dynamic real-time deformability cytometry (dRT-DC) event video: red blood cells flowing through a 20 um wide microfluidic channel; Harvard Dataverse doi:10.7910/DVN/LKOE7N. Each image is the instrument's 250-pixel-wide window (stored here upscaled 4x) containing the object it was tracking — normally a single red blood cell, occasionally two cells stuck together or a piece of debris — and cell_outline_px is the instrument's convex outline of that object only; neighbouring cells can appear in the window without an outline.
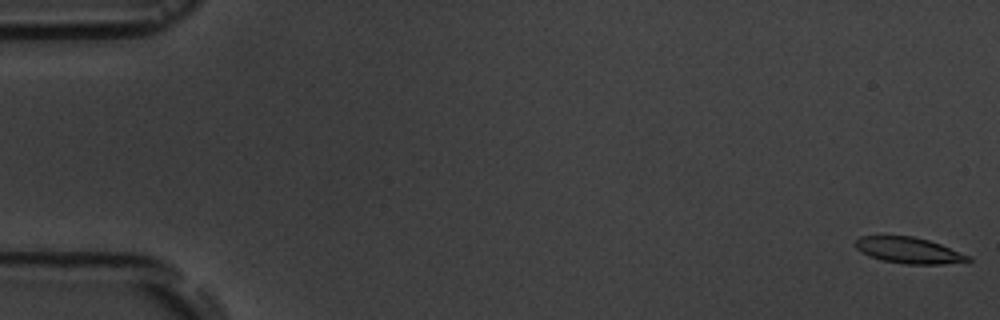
{"species": "common noctule bat (a hibernating species)", "species_latin": "Nyctalus noctula", "temperature_condition": "room temperature", "stored_images_in_passage": 16, "camera_frame_rate_fps": 3000, "um_per_image_px": 0.085, "animal": {"sex": "male", "body_mass_g": 19.5, "forearm_length_mm": 54.6}, "frame": {"image": 1, "passage_image": 1, "time_ms": 0.0, "image_size_px": [1000, 320], "cell_outline_px": [[972, 260], [940, 264], [904, 264], [880, 260], [868, 256], [860, 252], [856, 248], [856, 240], [860, 236], [912, 236], [928, 240], [940, 244], [972, 256]], "centroid_in_image_um": [77.23, 21.28], "position_along_channel_um": 7.8, "area_um2": 17.11}}
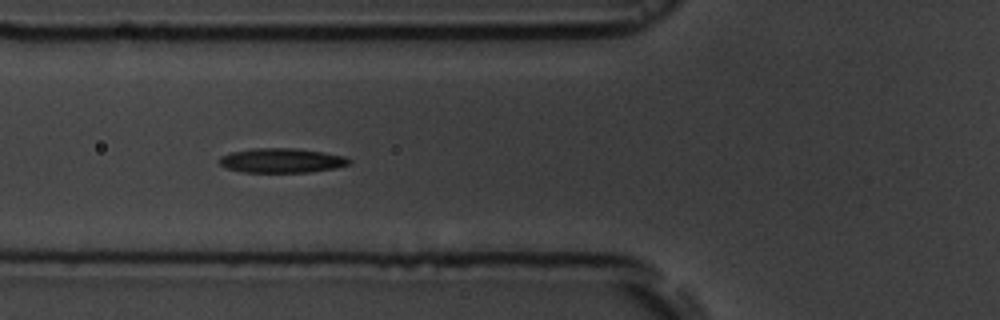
{"frame": {"image": 2, "passage_image": 7, "time_ms": 6.667, "image_size_px": [1000, 320], "cell_outline_px": [[352, 160], [348, 164], [336, 168], [308, 172], [244, 172], [224, 168], [220, 164], [220, 156], [232, 152], [252, 148], [296, 148], [324, 152], [344, 156]], "centroid_in_image_um": [23.93, 13.64], "position_along_channel_um": 101.9, "area_um2": 18.55}}
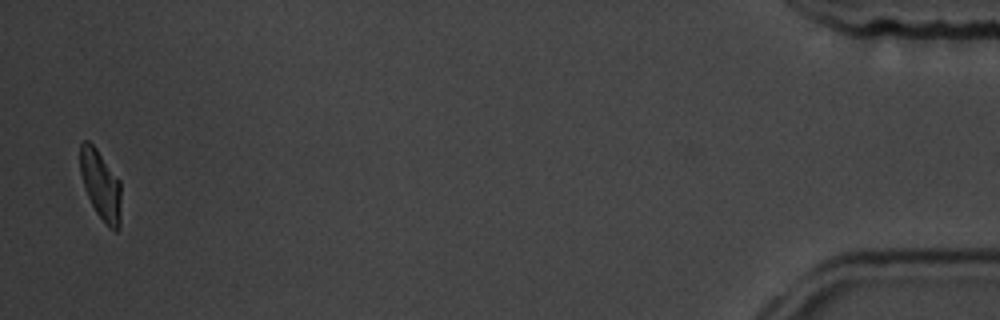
{"frame": {"image": 3, "passage_image": 16, "time_ms": 18.0, "image_size_px": [1000, 320], "cell_outline_px": [[120, 228], [116, 232], [108, 228], [96, 212], [88, 196], [80, 172], [80, 144], [84, 140], [88, 140], [96, 148], [120, 180]], "centroid_in_image_um": [8.57, 15.75], "position_along_channel_um": 426.6, "area_um2": 16.53}, "authors_computed_cell_mechanics": {"area_um2": 18.0625, "velocity_mm_per_s": 3.6654, "shape_relaxation_time_tau1_ms": 5.7316, "shape_relaxation_time_tau2_ms": null, "deformation_change_tau1": 0.1507, "deformation_change_tau2": null}}